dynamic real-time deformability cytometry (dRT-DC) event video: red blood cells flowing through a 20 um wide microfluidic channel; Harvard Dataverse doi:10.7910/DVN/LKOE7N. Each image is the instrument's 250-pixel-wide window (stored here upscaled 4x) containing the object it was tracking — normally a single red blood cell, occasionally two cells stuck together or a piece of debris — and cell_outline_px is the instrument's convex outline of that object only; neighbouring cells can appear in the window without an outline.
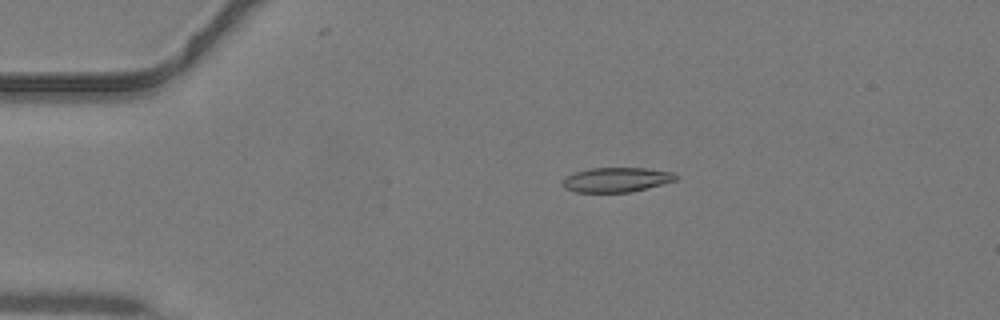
{"species": "common noctule bat (a hibernating species)", "species_latin": "Nyctalus noctula", "temperature_condition": "warm", "stored_images_in_passage": 37, "camera_frame_rate_fps": 3000, "um_per_image_px": 0.085, "animal": {"sex": "male", "body_mass_g": 19.2, "forearm_length_mm": 51.8}, "frame": {"image": 1, "passage_image": 2, "time_ms": 0.333, "image_size_px": [1000, 320], "cell_outline_px": [[680, 176], [676, 180], [628, 192], [576, 192], [564, 188], [560, 184], [568, 176], [576, 172], [592, 168], [644, 168], [676, 172]], "centroid_in_image_um": [52.42, 15.27], "position_along_channel_um": 32.6, "area_um2": 16.07}}
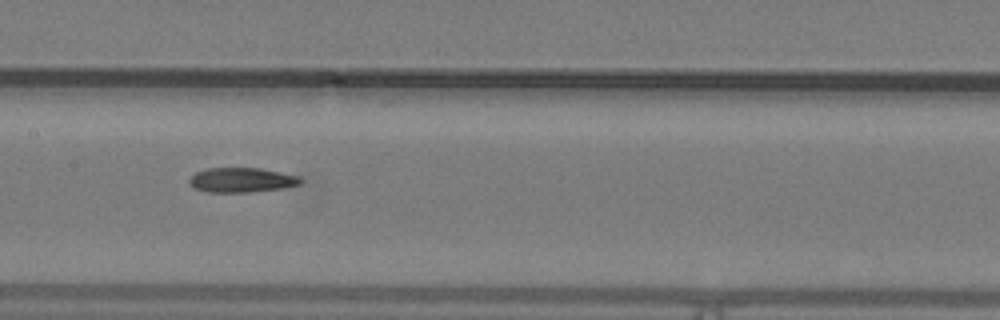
{"frame": {"image": 2, "passage_image": 15, "time_ms": 4.667, "image_size_px": [1000, 320], "cell_outline_px": [[304, 180], [300, 184], [284, 188], [248, 192], [208, 192], [192, 188], [188, 184], [188, 180], [196, 172], [208, 168], [260, 168], [300, 176]], "centroid_in_image_um": [20.53, 15.3], "position_along_channel_um": 186.9, "area_um2": 16.13}}
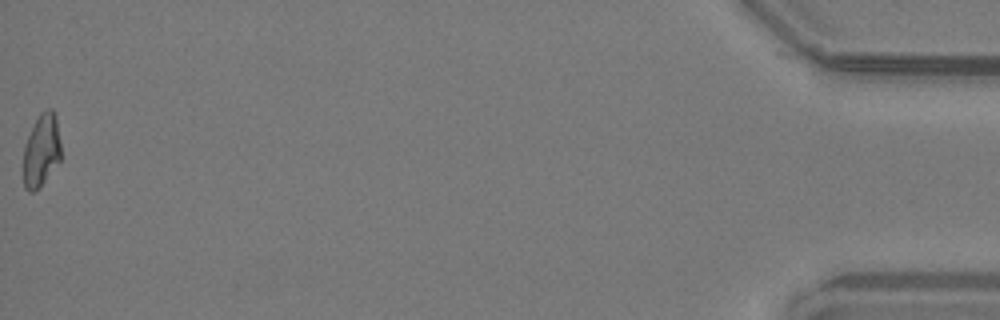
{"frame": {"image": 3, "passage_image": 37, "time_ms": 12.0, "image_size_px": [1000, 320], "cell_outline_px": [[60, 160], [44, 180], [32, 192], [28, 192], [24, 188], [24, 144], [40, 112], [44, 108], [52, 108], [56, 116], [60, 140]], "centroid_in_image_um": [3.52, 12.72], "position_along_channel_um": 431.7, "area_um2": 15.66}}